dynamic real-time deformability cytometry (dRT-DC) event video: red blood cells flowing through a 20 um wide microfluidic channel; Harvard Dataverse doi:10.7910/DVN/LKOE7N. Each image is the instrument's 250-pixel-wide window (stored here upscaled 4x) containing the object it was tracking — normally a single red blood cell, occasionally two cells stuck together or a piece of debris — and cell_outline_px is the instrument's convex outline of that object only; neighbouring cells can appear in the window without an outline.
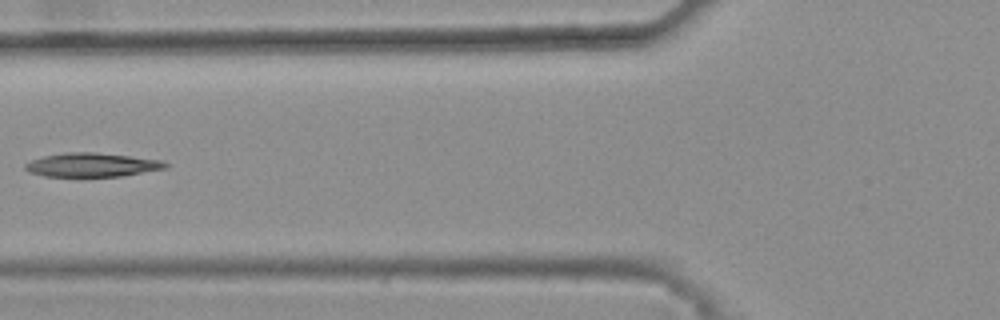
{"species": "common noctule bat (a hibernating species)", "species_latin": "Nyctalus noctula", "temperature_condition": "warm", "stored_images_in_passage": 5, "camera_frame_rate_fps": 3000, "um_per_image_px": 0.085, "animal": {"sex": "female", "body_mass_g": 25.1}, "frame": {"image": 1, "passage_image": 5, "time_ms": 1.333, "image_size_px": [1000, 320], "cell_outline_px": [[168, 164], [164, 168], [120, 176], [44, 176], [28, 172], [24, 168], [24, 164], [32, 160], [44, 156], [64, 152], [96, 152], [160, 160]], "centroid_in_image_um": [7.73, 14.01], "position_along_channel_um": 118.1, "area_um2": 19.19}}